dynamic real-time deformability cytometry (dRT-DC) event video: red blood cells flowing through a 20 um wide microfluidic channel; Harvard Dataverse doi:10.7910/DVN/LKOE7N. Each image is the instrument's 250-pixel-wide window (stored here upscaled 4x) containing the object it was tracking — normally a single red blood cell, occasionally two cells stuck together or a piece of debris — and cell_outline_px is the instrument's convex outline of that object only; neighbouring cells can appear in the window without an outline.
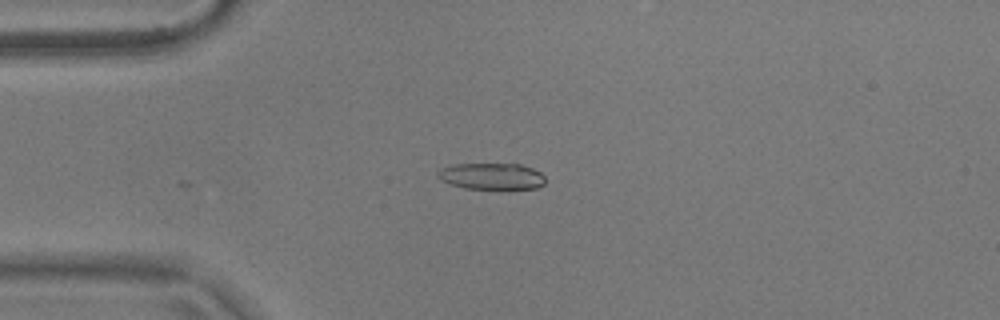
{"species": "common noctule bat (a hibernating species)", "species_latin": "Nyctalus noctula", "temperature_condition": "warm", "stored_images_in_passage": 14, "camera_frame_rate_fps": 3000, "um_per_image_px": 0.085, "animal": {"sex": "male", "body_mass_g": 17.9}, "frame": {"image": 1, "passage_image": 1, "time_ms": 0.0, "image_size_px": [1000, 320], "cell_outline_px": [[544, 184], [536, 188], [464, 188], [448, 184], [440, 180], [436, 176], [436, 172], [440, 168], [456, 164], [520, 164], [532, 168], [540, 172], [544, 176]], "centroid_in_image_um": [41.73, 14.97], "position_along_channel_um": 43.3, "area_um2": 16.53}}
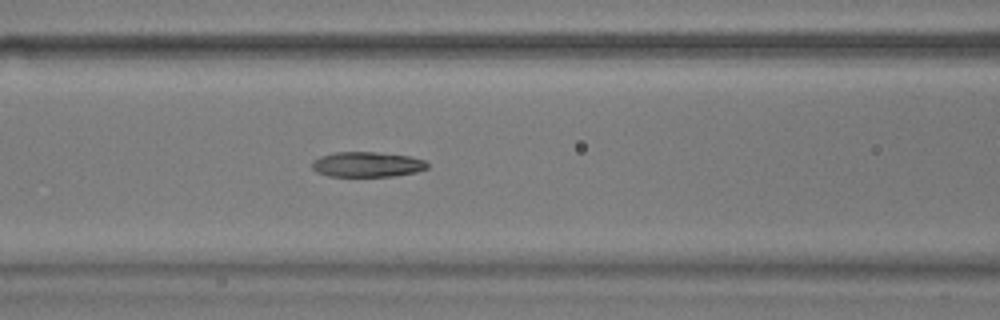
{"frame": {"image": 2, "passage_image": 10, "time_ms": 3.0, "image_size_px": [1000, 320], "cell_outline_px": [[428, 168], [416, 172], [392, 176], [328, 176], [316, 172], [312, 168], [312, 160], [320, 156], [336, 152], [376, 152], [408, 156], [424, 160], [428, 164]], "centroid_in_image_um": [31.18, 13.97], "position_along_channel_um": 135.4, "area_um2": 16.88}}